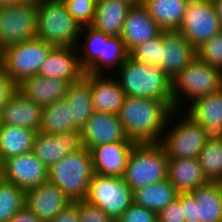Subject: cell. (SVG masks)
<instances>
[{
	"instance_id": "6da1fadb",
	"label": "cell",
	"mask_w": 222,
	"mask_h": 222,
	"mask_svg": "<svg viewBox=\"0 0 222 222\" xmlns=\"http://www.w3.org/2000/svg\"><path fill=\"white\" fill-rule=\"evenodd\" d=\"M174 110L173 101L126 96L118 116L127 139L160 143Z\"/></svg>"
},
{
	"instance_id": "7a4b0ae2",
	"label": "cell",
	"mask_w": 222,
	"mask_h": 222,
	"mask_svg": "<svg viewBox=\"0 0 222 222\" xmlns=\"http://www.w3.org/2000/svg\"><path fill=\"white\" fill-rule=\"evenodd\" d=\"M117 72L114 77L126 96L172 101V80L158 66H149L128 57Z\"/></svg>"
},
{
	"instance_id": "3957f363",
	"label": "cell",
	"mask_w": 222,
	"mask_h": 222,
	"mask_svg": "<svg viewBox=\"0 0 222 222\" xmlns=\"http://www.w3.org/2000/svg\"><path fill=\"white\" fill-rule=\"evenodd\" d=\"M91 152L83 147L48 169V182L62 190L71 202L84 201L94 176Z\"/></svg>"
},
{
	"instance_id": "277c9868",
	"label": "cell",
	"mask_w": 222,
	"mask_h": 222,
	"mask_svg": "<svg viewBox=\"0 0 222 222\" xmlns=\"http://www.w3.org/2000/svg\"><path fill=\"white\" fill-rule=\"evenodd\" d=\"M221 89L222 70L196 57L172 80L173 107L175 110L182 111L181 106L184 102L191 103Z\"/></svg>"
},
{
	"instance_id": "5b68a950",
	"label": "cell",
	"mask_w": 222,
	"mask_h": 222,
	"mask_svg": "<svg viewBox=\"0 0 222 222\" xmlns=\"http://www.w3.org/2000/svg\"><path fill=\"white\" fill-rule=\"evenodd\" d=\"M81 30L62 0H43L37 7V38L56 47H76Z\"/></svg>"
},
{
	"instance_id": "8992f818",
	"label": "cell",
	"mask_w": 222,
	"mask_h": 222,
	"mask_svg": "<svg viewBox=\"0 0 222 222\" xmlns=\"http://www.w3.org/2000/svg\"><path fill=\"white\" fill-rule=\"evenodd\" d=\"M168 157L160 143L135 144L123 179L132 191L167 179Z\"/></svg>"
},
{
	"instance_id": "52a82bcc",
	"label": "cell",
	"mask_w": 222,
	"mask_h": 222,
	"mask_svg": "<svg viewBox=\"0 0 222 222\" xmlns=\"http://www.w3.org/2000/svg\"><path fill=\"white\" fill-rule=\"evenodd\" d=\"M181 112L174 110L171 114L160 144L168 159L198 158L206 142L203 128L186 113L182 115L184 110Z\"/></svg>"
},
{
	"instance_id": "ba28073f",
	"label": "cell",
	"mask_w": 222,
	"mask_h": 222,
	"mask_svg": "<svg viewBox=\"0 0 222 222\" xmlns=\"http://www.w3.org/2000/svg\"><path fill=\"white\" fill-rule=\"evenodd\" d=\"M54 47L37 37L22 41L0 52V65L18 84L24 78L38 75L41 65Z\"/></svg>"
},
{
	"instance_id": "9c48e42d",
	"label": "cell",
	"mask_w": 222,
	"mask_h": 222,
	"mask_svg": "<svg viewBox=\"0 0 222 222\" xmlns=\"http://www.w3.org/2000/svg\"><path fill=\"white\" fill-rule=\"evenodd\" d=\"M86 201L117 221L133 203V191L123 177L94 174Z\"/></svg>"
},
{
	"instance_id": "30bf717a",
	"label": "cell",
	"mask_w": 222,
	"mask_h": 222,
	"mask_svg": "<svg viewBox=\"0 0 222 222\" xmlns=\"http://www.w3.org/2000/svg\"><path fill=\"white\" fill-rule=\"evenodd\" d=\"M178 30L196 49L218 34L222 25L212 0H190Z\"/></svg>"
},
{
	"instance_id": "8fae6325",
	"label": "cell",
	"mask_w": 222,
	"mask_h": 222,
	"mask_svg": "<svg viewBox=\"0 0 222 222\" xmlns=\"http://www.w3.org/2000/svg\"><path fill=\"white\" fill-rule=\"evenodd\" d=\"M185 222H222V182H208L193 193L180 194Z\"/></svg>"
},
{
	"instance_id": "7c38bea8",
	"label": "cell",
	"mask_w": 222,
	"mask_h": 222,
	"mask_svg": "<svg viewBox=\"0 0 222 222\" xmlns=\"http://www.w3.org/2000/svg\"><path fill=\"white\" fill-rule=\"evenodd\" d=\"M37 37V7H0V52L9 46Z\"/></svg>"
},
{
	"instance_id": "4fadbf2b",
	"label": "cell",
	"mask_w": 222,
	"mask_h": 222,
	"mask_svg": "<svg viewBox=\"0 0 222 222\" xmlns=\"http://www.w3.org/2000/svg\"><path fill=\"white\" fill-rule=\"evenodd\" d=\"M82 129H72L60 135L37 132L33 153L49 169L70 153L83 148Z\"/></svg>"
},
{
	"instance_id": "5bb4252c",
	"label": "cell",
	"mask_w": 222,
	"mask_h": 222,
	"mask_svg": "<svg viewBox=\"0 0 222 222\" xmlns=\"http://www.w3.org/2000/svg\"><path fill=\"white\" fill-rule=\"evenodd\" d=\"M4 181L28 191L48 181V168L33 152L3 161Z\"/></svg>"
},
{
	"instance_id": "9a60e30c",
	"label": "cell",
	"mask_w": 222,
	"mask_h": 222,
	"mask_svg": "<svg viewBox=\"0 0 222 222\" xmlns=\"http://www.w3.org/2000/svg\"><path fill=\"white\" fill-rule=\"evenodd\" d=\"M186 105L184 112L202 126L207 142L222 140V89Z\"/></svg>"
},
{
	"instance_id": "2e32d148",
	"label": "cell",
	"mask_w": 222,
	"mask_h": 222,
	"mask_svg": "<svg viewBox=\"0 0 222 222\" xmlns=\"http://www.w3.org/2000/svg\"><path fill=\"white\" fill-rule=\"evenodd\" d=\"M197 57L193 47L179 30H162V59L160 69L173 80Z\"/></svg>"
},
{
	"instance_id": "e0dca14e",
	"label": "cell",
	"mask_w": 222,
	"mask_h": 222,
	"mask_svg": "<svg viewBox=\"0 0 222 222\" xmlns=\"http://www.w3.org/2000/svg\"><path fill=\"white\" fill-rule=\"evenodd\" d=\"M82 142L90 150L102 144L133 141L126 138L117 114L94 112L82 128Z\"/></svg>"
},
{
	"instance_id": "ac0fdd59",
	"label": "cell",
	"mask_w": 222,
	"mask_h": 222,
	"mask_svg": "<svg viewBox=\"0 0 222 222\" xmlns=\"http://www.w3.org/2000/svg\"><path fill=\"white\" fill-rule=\"evenodd\" d=\"M70 203L66 194L48 181L25 191L24 207L44 222L52 220Z\"/></svg>"
},
{
	"instance_id": "d6986e66",
	"label": "cell",
	"mask_w": 222,
	"mask_h": 222,
	"mask_svg": "<svg viewBox=\"0 0 222 222\" xmlns=\"http://www.w3.org/2000/svg\"><path fill=\"white\" fill-rule=\"evenodd\" d=\"M134 142H114L90 149L95 174L123 177Z\"/></svg>"
},
{
	"instance_id": "ffe728a7",
	"label": "cell",
	"mask_w": 222,
	"mask_h": 222,
	"mask_svg": "<svg viewBox=\"0 0 222 222\" xmlns=\"http://www.w3.org/2000/svg\"><path fill=\"white\" fill-rule=\"evenodd\" d=\"M162 29L150 17L142 4L132 5L123 24L121 39L130 52L139 44L158 36Z\"/></svg>"
},
{
	"instance_id": "44dd1931",
	"label": "cell",
	"mask_w": 222,
	"mask_h": 222,
	"mask_svg": "<svg viewBox=\"0 0 222 222\" xmlns=\"http://www.w3.org/2000/svg\"><path fill=\"white\" fill-rule=\"evenodd\" d=\"M84 74L76 47H54L43 62L38 75L45 78L77 81Z\"/></svg>"
},
{
	"instance_id": "7402d4cb",
	"label": "cell",
	"mask_w": 222,
	"mask_h": 222,
	"mask_svg": "<svg viewBox=\"0 0 222 222\" xmlns=\"http://www.w3.org/2000/svg\"><path fill=\"white\" fill-rule=\"evenodd\" d=\"M90 86L94 111L118 115L126 95L113 73H90Z\"/></svg>"
},
{
	"instance_id": "603a6c76",
	"label": "cell",
	"mask_w": 222,
	"mask_h": 222,
	"mask_svg": "<svg viewBox=\"0 0 222 222\" xmlns=\"http://www.w3.org/2000/svg\"><path fill=\"white\" fill-rule=\"evenodd\" d=\"M111 37L112 36L106 35L102 31L96 30L92 26L82 27L76 48L78 51L79 64L84 72L103 74L104 42H107ZM80 50L83 53H80Z\"/></svg>"
},
{
	"instance_id": "cb8c5ba5",
	"label": "cell",
	"mask_w": 222,
	"mask_h": 222,
	"mask_svg": "<svg viewBox=\"0 0 222 222\" xmlns=\"http://www.w3.org/2000/svg\"><path fill=\"white\" fill-rule=\"evenodd\" d=\"M68 84L65 80L36 75L24 78L17 84V90L26 98L44 107L64 100Z\"/></svg>"
},
{
	"instance_id": "d4e9b609",
	"label": "cell",
	"mask_w": 222,
	"mask_h": 222,
	"mask_svg": "<svg viewBox=\"0 0 222 222\" xmlns=\"http://www.w3.org/2000/svg\"><path fill=\"white\" fill-rule=\"evenodd\" d=\"M43 107L26 98L18 90L1 109L2 123L39 131Z\"/></svg>"
},
{
	"instance_id": "484cf974",
	"label": "cell",
	"mask_w": 222,
	"mask_h": 222,
	"mask_svg": "<svg viewBox=\"0 0 222 222\" xmlns=\"http://www.w3.org/2000/svg\"><path fill=\"white\" fill-rule=\"evenodd\" d=\"M64 100L70 107L71 122L77 129H82L93 115L90 73L84 74L67 86Z\"/></svg>"
},
{
	"instance_id": "4316f807",
	"label": "cell",
	"mask_w": 222,
	"mask_h": 222,
	"mask_svg": "<svg viewBox=\"0 0 222 222\" xmlns=\"http://www.w3.org/2000/svg\"><path fill=\"white\" fill-rule=\"evenodd\" d=\"M167 179L180 194L193 193L196 188L209 182L198 158L169 159Z\"/></svg>"
},
{
	"instance_id": "83f0119b",
	"label": "cell",
	"mask_w": 222,
	"mask_h": 222,
	"mask_svg": "<svg viewBox=\"0 0 222 222\" xmlns=\"http://www.w3.org/2000/svg\"><path fill=\"white\" fill-rule=\"evenodd\" d=\"M132 5L122 0H99L90 26L112 37H120L128 10Z\"/></svg>"
},
{
	"instance_id": "f1b7e54d",
	"label": "cell",
	"mask_w": 222,
	"mask_h": 222,
	"mask_svg": "<svg viewBox=\"0 0 222 222\" xmlns=\"http://www.w3.org/2000/svg\"><path fill=\"white\" fill-rule=\"evenodd\" d=\"M190 0H143L142 5L162 30H178Z\"/></svg>"
},
{
	"instance_id": "f546056e",
	"label": "cell",
	"mask_w": 222,
	"mask_h": 222,
	"mask_svg": "<svg viewBox=\"0 0 222 222\" xmlns=\"http://www.w3.org/2000/svg\"><path fill=\"white\" fill-rule=\"evenodd\" d=\"M37 132L30 128L2 124L0 128V157L2 160L32 152Z\"/></svg>"
},
{
	"instance_id": "4dcf8cb0",
	"label": "cell",
	"mask_w": 222,
	"mask_h": 222,
	"mask_svg": "<svg viewBox=\"0 0 222 222\" xmlns=\"http://www.w3.org/2000/svg\"><path fill=\"white\" fill-rule=\"evenodd\" d=\"M178 191L168 179L140 187L133 191V203L157 214L178 197Z\"/></svg>"
},
{
	"instance_id": "1f68e13d",
	"label": "cell",
	"mask_w": 222,
	"mask_h": 222,
	"mask_svg": "<svg viewBox=\"0 0 222 222\" xmlns=\"http://www.w3.org/2000/svg\"><path fill=\"white\" fill-rule=\"evenodd\" d=\"M77 129L71 122L70 107L65 100L56 101L43 107L39 131L44 134L60 135Z\"/></svg>"
},
{
	"instance_id": "d6a6232c",
	"label": "cell",
	"mask_w": 222,
	"mask_h": 222,
	"mask_svg": "<svg viewBox=\"0 0 222 222\" xmlns=\"http://www.w3.org/2000/svg\"><path fill=\"white\" fill-rule=\"evenodd\" d=\"M198 159L209 182H222V140L206 141Z\"/></svg>"
},
{
	"instance_id": "836d02e7",
	"label": "cell",
	"mask_w": 222,
	"mask_h": 222,
	"mask_svg": "<svg viewBox=\"0 0 222 222\" xmlns=\"http://www.w3.org/2000/svg\"><path fill=\"white\" fill-rule=\"evenodd\" d=\"M25 191L6 181L0 182V222H9L11 217L24 208Z\"/></svg>"
},
{
	"instance_id": "e575fe53",
	"label": "cell",
	"mask_w": 222,
	"mask_h": 222,
	"mask_svg": "<svg viewBox=\"0 0 222 222\" xmlns=\"http://www.w3.org/2000/svg\"><path fill=\"white\" fill-rule=\"evenodd\" d=\"M129 57L136 62L159 67L162 59V32L147 42L134 47L129 52Z\"/></svg>"
},
{
	"instance_id": "d590c367",
	"label": "cell",
	"mask_w": 222,
	"mask_h": 222,
	"mask_svg": "<svg viewBox=\"0 0 222 222\" xmlns=\"http://www.w3.org/2000/svg\"><path fill=\"white\" fill-rule=\"evenodd\" d=\"M128 57L129 52L121 37H111L107 42H104L103 74H110L109 72H106L111 69L114 70L116 68L117 70Z\"/></svg>"
},
{
	"instance_id": "8d00e7d4",
	"label": "cell",
	"mask_w": 222,
	"mask_h": 222,
	"mask_svg": "<svg viewBox=\"0 0 222 222\" xmlns=\"http://www.w3.org/2000/svg\"><path fill=\"white\" fill-rule=\"evenodd\" d=\"M68 13L83 27L93 22L96 1L94 0H62Z\"/></svg>"
},
{
	"instance_id": "74e56055",
	"label": "cell",
	"mask_w": 222,
	"mask_h": 222,
	"mask_svg": "<svg viewBox=\"0 0 222 222\" xmlns=\"http://www.w3.org/2000/svg\"><path fill=\"white\" fill-rule=\"evenodd\" d=\"M197 57L222 70V30L197 49Z\"/></svg>"
},
{
	"instance_id": "f35d334b",
	"label": "cell",
	"mask_w": 222,
	"mask_h": 222,
	"mask_svg": "<svg viewBox=\"0 0 222 222\" xmlns=\"http://www.w3.org/2000/svg\"><path fill=\"white\" fill-rule=\"evenodd\" d=\"M115 222H158L157 213L132 203L125 213Z\"/></svg>"
},
{
	"instance_id": "ab89813d",
	"label": "cell",
	"mask_w": 222,
	"mask_h": 222,
	"mask_svg": "<svg viewBox=\"0 0 222 222\" xmlns=\"http://www.w3.org/2000/svg\"><path fill=\"white\" fill-rule=\"evenodd\" d=\"M76 203L79 205L80 222H115L103 210L89 204L86 200Z\"/></svg>"
},
{
	"instance_id": "60d3db41",
	"label": "cell",
	"mask_w": 222,
	"mask_h": 222,
	"mask_svg": "<svg viewBox=\"0 0 222 222\" xmlns=\"http://www.w3.org/2000/svg\"><path fill=\"white\" fill-rule=\"evenodd\" d=\"M158 222H185L180 206V193L175 201L169 203L157 214Z\"/></svg>"
},
{
	"instance_id": "b9f144b4",
	"label": "cell",
	"mask_w": 222,
	"mask_h": 222,
	"mask_svg": "<svg viewBox=\"0 0 222 222\" xmlns=\"http://www.w3.org/2000/svg\"><path fill=\"white\" fill-rule=\"evenodd\" d=\"M17 89V83L0 65V109H2L7 104Z\"/></svg>"
},
{
	"instance_id": "7bdbcfd3",
	"label": "cell",
	"mask_w": 222,
	"mask_h": 222,
	"mask_svg": "<svg viewBox=\"0 0 222 222\" xmlns=\"http://www.w3.org/2000/svg\"><path fill=\"white\" fill-rule=\"evenodd\" d=\"M49 222H80L79 205L71 202Z\"/></svg>"
},
{
	"instance_id": "ee69618b",
	"label": "cell",
	"mask_w": 222,
	"mask_h": 222,
	"mask_svg": "<svg viewBox=\"0 0 222 222\" xmlns=\"http://www.w3.org/2000/svg\"><path fill=\"white\" fill-rule=\"evenodd\" d=\"M9 222H44V221L24 207L22 210L16 212L11 217Z\"/></svg>"
},
{
	"instance_id": "f6af8a7d",
	"label": "cell",
	"mask_w": 222,
	"mask_h": 222,
	"mask_svg": "<svg viewBox=\"0 0 222 222\" xmlns=\"http://www.w3.org/2000/svg\"><path fill=\"white\" fill-rule=\"evenodd\" d=\"M43 0H15L16 5L38 7Z\"/></svg>"
},
{
	"instance_id": "bcb514c9",
	"label": "cell",
	"mask_w": 222,
	"mask_h": 222,
	"mask_svg": "<svg viewBox=\"0 0 222 222\" xmlns=\"http://www.w3.org/2000/svg\"><path fill=\"white\" fill-rule=\"evenodd\" d=\"M212 3L214 5L215 12L222 25V0H212Z\"/></svg>"
},
{
	"instance_id": "7dc6e473",
	"label": "cell",
	"mask_w": 222,
	"mask_h": 222,
	"mask_svg": "<svg viewBox=\"0 0 222 222\" xmlns=\"http://www.w3.org/2000/svg\"><path fill=\"white\" fill-rule=\"evenodd\" d=\"M4 164H3V160L0 157V182L4 181Z\"/></svg>"
},
{
	"instance_id": "c3c4849f",
	"label": "cell",
	"mask_w": 222,
	"mask_h": 222,
	"mask_svg": "<svg viewBox=\"0 0 222 222\" xmlns=\"http://www.w3.org/2000/svg\"><path fill=\"white\" fill-rule=\"evenodd\" d=\"M15 4V0H0V7L13 5Z\"/></svg>"
},
{
	"instance_id": "681fc988",
	"label": "cell",
	"mask_w": 222,
	"mask_h": 222,
	"mask_svg": "<svg viewBox=\"0 0 222 222\" xmlns=\"http://www.w3.org/2000/svg\"><path fill=\"white\" fill-rule=\"evenodd\" d=\"M128 2L130 5H139L143 0H122Z\"/></svg>"
},
{
	"instance_id": "f907efd6",
	"label": "cell",
	"mask_w": 222,
	"mask_h": 222,
	"mask_svg": "<svg viewBox=\"0 0 222 222\" xmlns=\"http://www.w3.org/2000/svg\"><path fill=\"white\" fill-rule=\"evenodd\" d=\"M2 114H1V109H0V128H1V126H2Z\"/></svg>"
}]
</instances>
